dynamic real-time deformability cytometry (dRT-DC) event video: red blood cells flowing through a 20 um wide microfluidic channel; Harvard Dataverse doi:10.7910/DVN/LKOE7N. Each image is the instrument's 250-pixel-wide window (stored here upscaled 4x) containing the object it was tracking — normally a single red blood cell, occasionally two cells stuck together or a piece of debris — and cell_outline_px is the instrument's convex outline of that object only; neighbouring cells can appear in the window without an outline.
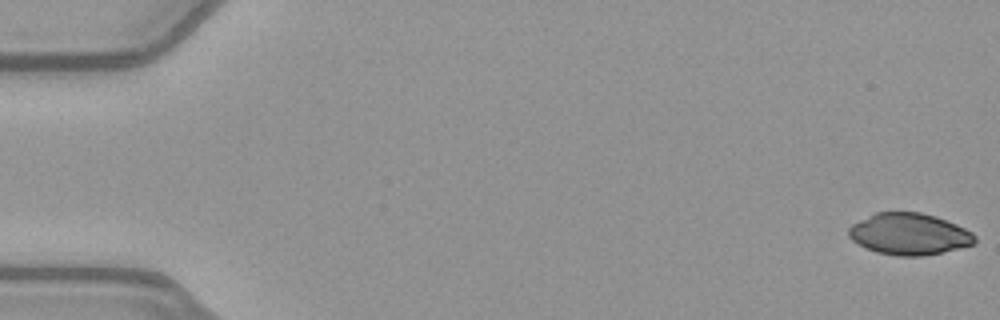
{"species": "common noctule bat (a hibernating species)", "species_latin": "Nyctalus noctula", "temperature_condition": "warm", "stored_images_in_passage": 52, "camera_frame_rate_fps": 3000, "um_per_image_px": 0.085, "animal": {"sex": "female", "body_mass_g": 21.9}, "frame": {"image": 1, "passage_image": 1, "time_ms": 0.0, "image_size_px": [1000, 320], "cell_outline_px": [[976, 244], [924, 256], [896, 256], [876, 252], [864, 248], [852, 240], [848, 236], [848, 228], [852, 224], [876, 212], [920, 212], [936, 216], [956, 224], [972, 232], [976, 236]], "centroid_in_image_um": [77.28, 19.9], "position_along_channel_um": 7.7, "area_um2": 30.75}}